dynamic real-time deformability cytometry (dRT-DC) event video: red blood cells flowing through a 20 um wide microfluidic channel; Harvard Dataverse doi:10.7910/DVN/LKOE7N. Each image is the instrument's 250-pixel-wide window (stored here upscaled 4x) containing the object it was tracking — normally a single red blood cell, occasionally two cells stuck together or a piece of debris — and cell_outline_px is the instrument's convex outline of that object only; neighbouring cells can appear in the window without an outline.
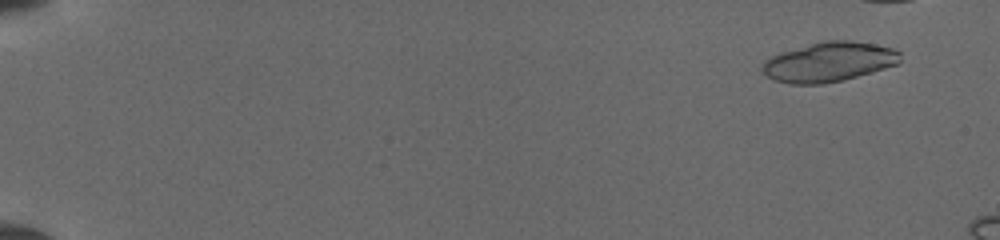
{"species": "common noctule bat (a hibernating species)", "species_latin": "Nyctalus noctula", "temperature_condition": "cold", "stored_images_in_passage": 14, "camera_frame_rate_fps": 3000, "um_per_image_px": 0.085, "animal": {"sex": "female", "body_mass_g": 19.5, "forearm_length_mm": 54.1}, "frame": {"image": 1, "passage_image": 3, "time_ms": 1.0, "image_size_px": [1000, 240], "cell_outline_px": [[900, 64], [844, 80], [824, 84], [788, 84], [772, 80], [760, 68], [764, 60], [780, 52], [824, 40], [848, 40], [872, 44], [892, 48], [900, 52]], "centroid_in_image_um": [70.44, 5.27], "position_along_channel_um": 14.6, "area_um2": 32.02}}